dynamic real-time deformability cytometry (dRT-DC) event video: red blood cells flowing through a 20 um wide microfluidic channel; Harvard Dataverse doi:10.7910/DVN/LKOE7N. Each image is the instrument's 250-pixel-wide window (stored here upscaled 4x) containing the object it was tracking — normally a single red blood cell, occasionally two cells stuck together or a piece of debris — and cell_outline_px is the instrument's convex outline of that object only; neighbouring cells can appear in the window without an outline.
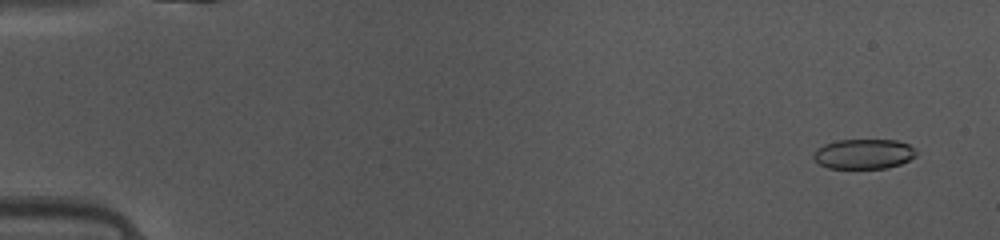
{"species": "common noctule bat (a hibernating species)", "species_latin": "Nyctalus noctula", "temperature_condition": "warm", "stored_images_in_passage": 48, "camera_frame_rate_fps": 3000, "um_per_image_px": 0.085, "animal": {"sex": "female", "body_mass_g": 10.0, "forearm_length_mm": 53.1}, "frame": {"image": 1, "passage_image": 3, "time_ms": 0.667, "image_size_px": [1000, 240], "cell_outline_px": [[916, 156], [900, 164], [888, 168], [828, 168], [820, 164], [812, 156], [812, 152], [816, 148], [824, 144], [836, 140], [896, 140], [908, 144], [916, 152]], "centroid_in_image_um": [73.38, 13.08], "position_along_channel_um": 11.6, "area_um2": 17.92}}
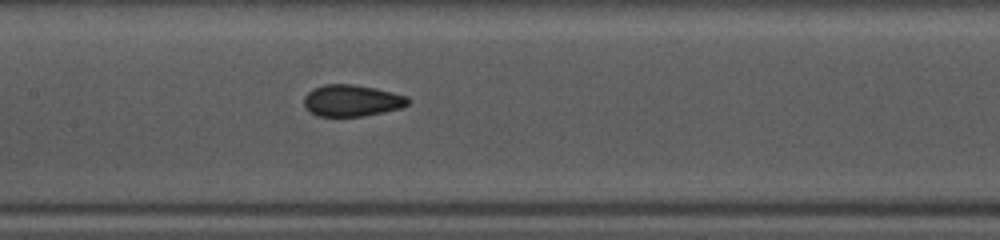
{"frame": {"image": 2, "passage_image": 24, "time_ms": 7.667, "image_size_px": [1000, 240], "cell_outline_px": [[412, 100], [408, 104], [400, 108], [364, 116], [316, 116], [308, 112], [304, 104], [304, 96], [312, 88], [324, 84], [352, 84], [376, 88], [408, 96]], "centroid_in_image_um": [29.89, 8.54], "position_along_channel_um": 177.5, "area_um2": 19.36}}
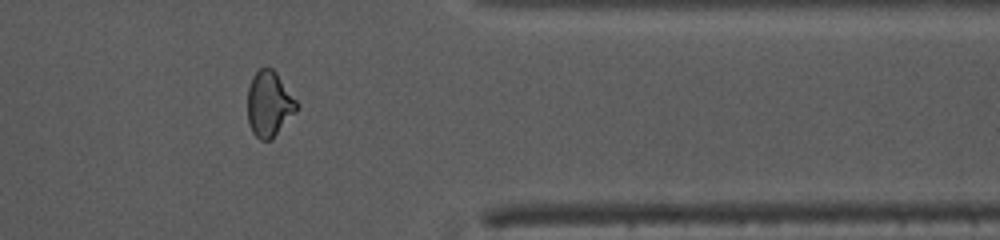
{"frame": {"image": 3, "passage_image": 40, "time_ms": 13.0, "image_size_px": [1000, 240], "cell_outline_px": [[300, 104], [296, 112], [272, 140], [260, 140], [252, 132], [248, 124], [248, 88], [252, 76], [260, 68], [272, 68], [276, 72]], "centroid_in_image_um": [22.89, 8.85], "position_along_channel_um": 388.5, "area_um2": 18.96}, "authors_computed_cell_mechanics": {"area_um2": 19.2185, "velocity_mm_per_s": 4.1596, "shape_relaxation_time_tau1_ms": 4.7935, "shape_relaxation_time_tau2_ms": 1.0623, "deformation_change_tau1": 0.1164, "deformation_change_tau2": 0.052}}